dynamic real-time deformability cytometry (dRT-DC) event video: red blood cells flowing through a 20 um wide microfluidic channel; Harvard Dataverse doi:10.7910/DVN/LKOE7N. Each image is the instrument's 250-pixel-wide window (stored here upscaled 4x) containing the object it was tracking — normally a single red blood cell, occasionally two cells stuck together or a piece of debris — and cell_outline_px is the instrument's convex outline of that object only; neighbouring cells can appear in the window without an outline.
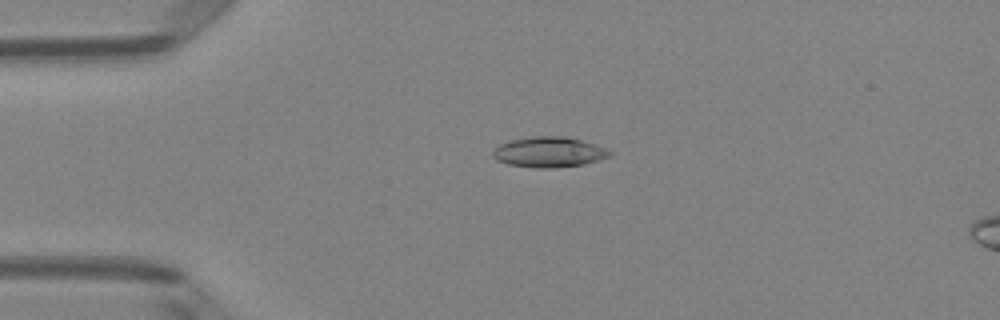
{"species": "Egyptian fruit bat (a non-hibernating species)", "species_latin": "Rousettus aegyptiacus", "temperature_condition": "room temperature", "stored_images_in_passage": 51, "camera_frame_rate_fps": 3000, "um_per_image_px": 0.085, "animal": {"sex": "female"}, "frame": {"image": 1, "passage_image": 12, "time_ms": 3.667, "image_size_px": [1000, 320], "cell_outline_px": [[612, 152], [608, 156], [584, 164], [556, 168], [536, 168], [508, 164], [496, 160], [492, 156], [492, 152], [500, 144], [512, 140], [532, 136], [564, 136], [580, 140], [604, 148]], "centroid_in_image_um": [46.61, 12.93], "position_along_channel_um": 38.4, "area_um2": 20.4}}
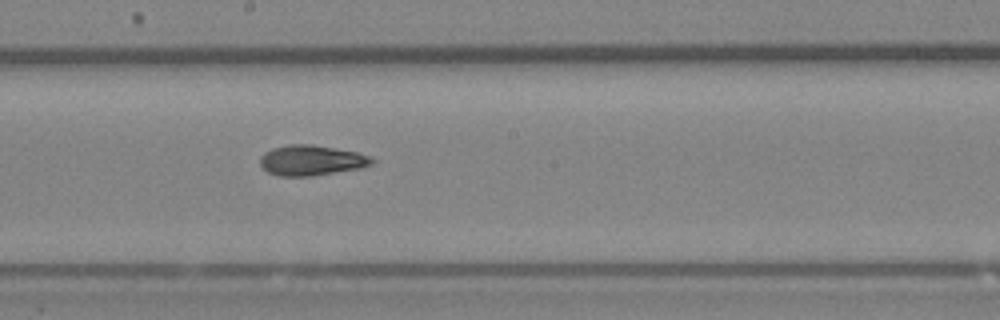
{"frame": {"image": 2, "passage_image": 28, "time_ms": 9.0, "image_size_px": [1000, 320], "cell_outline_px": [[376, 160], [372, 164], [360, 168], [312, 176], [280, 176], [268, 172], [260, 164], [260, 156], [264, 152], [272, 148], [288, 144], [312, 144], [356, 152], [372, 156]], "centroid_in_image_um": [26.47, 13.62], "position_along_channel_um": 221.7, "area_um2": 19.83}}
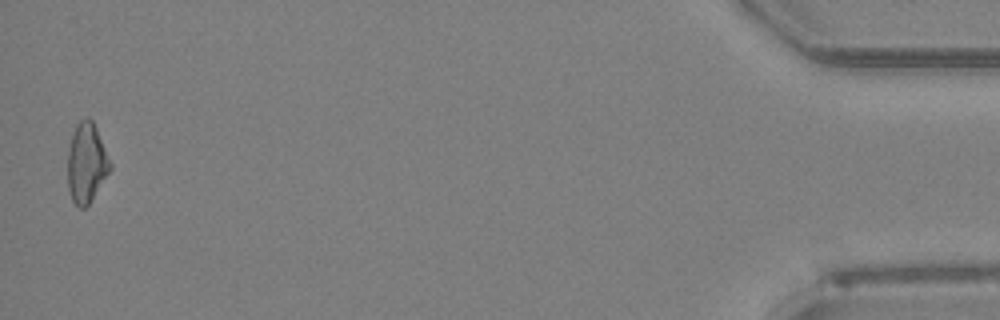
{"frame": {"image": 3, "passage_image": 50, "time_ms": 16.333, "image_size_px": [1000, 320], "cell_outline_px": [[112, 168], [88, 204], [84, 208], [80, 208], [72, 200], [68, 188], [68, 152], [72, 136], [76, 124], [80, 120], [88, 116], [92, 120], [96, 128], [112, 164]], "centroid_in_image_um": [7.35, 13.84], "position_along_channel_um": 427.8, "area_um2": 19.48}, "authors_computed_cell_mechanics": {"area_um2": 19.7098, "velocity_mm_per_s": 4.044, "shape_relaxation_time_tau1_ms": 3.7181, "shape_relaxation_time_tau2_ms": 3.9116, "deformation_change_tau1": 0.1487, "deformation_change_tau2": 0.1252}}